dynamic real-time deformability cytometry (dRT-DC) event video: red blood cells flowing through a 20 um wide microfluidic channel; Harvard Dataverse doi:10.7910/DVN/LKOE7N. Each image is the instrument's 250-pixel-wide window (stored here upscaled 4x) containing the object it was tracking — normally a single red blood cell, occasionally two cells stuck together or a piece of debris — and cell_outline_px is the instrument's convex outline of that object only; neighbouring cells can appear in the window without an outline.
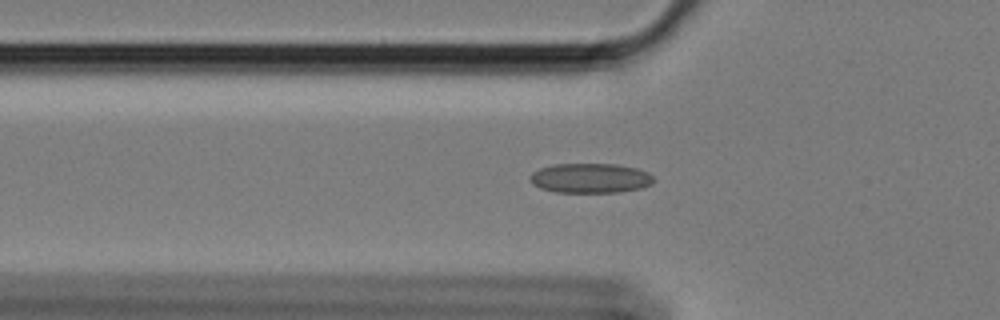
{"species": "Egyptian fruit bat (a non-hibernating species)", "species_latin": "Rousettus aegyptiacus", "temperature_condition": "cold", "stored_images_in_passage": 49, "camera_frame_rate_fps": 3000, "um_per_image_px": 0.085, "animal": {"sex": "female"}, "frame": {"image": 1, "passage_image": 10, "time_ms": 3.0, "image_size_px": [1000, 320], "cell_outline_px": [[656, 180], [652, 184], [640, 188], [620, 192], [556, 192], [540, 188], [532, 184], [532, 172], [540, 168], [552, 164], [616, 164], [636, 168], [648, 172]], "centroid_in_image_um": [50.2, 15.14], "position_along_channel_um": 75.6, "area_um2": 21.39}}
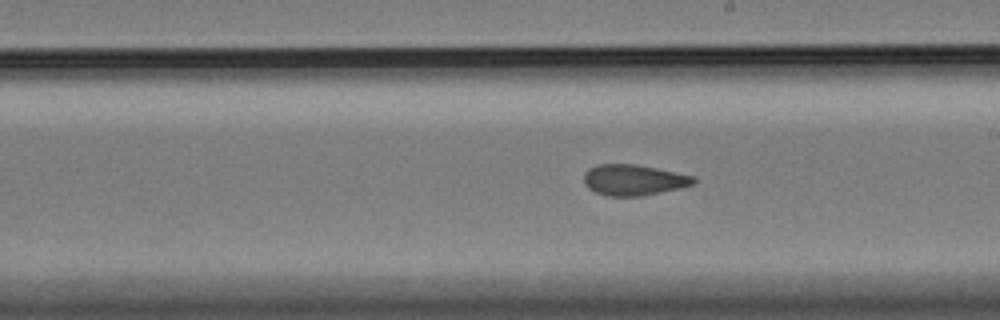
{"frame": {"image": 2, "passage_image": 24, "time_ms": 7.667, "image_size_px": [1000, 320], "cell_outline_px": [[696, 180], [692, 184], [680, 188], [644, 196], [608, 196], [596, 192], [588, 188], [584, 184], [584, 172], [588, 168], [596, 164], [636, 164], [696, 176]], "centroid_in_image_um": [53.84, 15.29], "position_along_channel_um": 235.2, "area_um2": 19.88}}
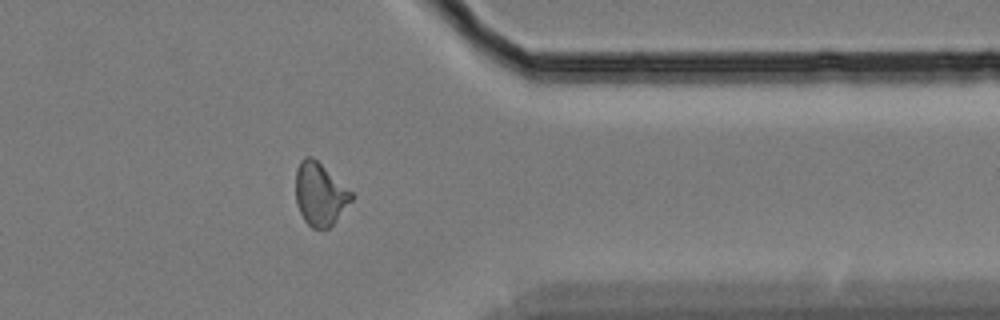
{"frame": {"image": 3, "passage_image": 38, "time_ms": 12.333, "image_size_px": [1000, 320], "cell_outline_px": [[356, 196], [336, 220], [328, 228], [312, 228], [304, 220], [296, 204], [296, 168], [300, 160], [304, 156], [312, 156], [352, 192]], "centroid_in_image_um": [27.19, 16.49], "position_along_channel_um": 384.2, "area_um2": 20.35}, "authors_computed_cell_mechanics": {"area_um2": 20.1722, "velocity_mm_per_s": 3.397, "shape_relaxation_time_tau1_ms": null, "shape_relaxation_time_tau2_ms": 2.4607, "deformation_change_tau1": null, "deformation_change_tau2": 0.0873}}